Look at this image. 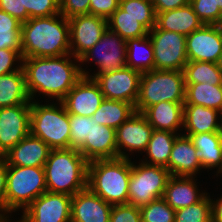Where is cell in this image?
<instances>
[{
  "instance_id": "6",
  "label": "cell",
  "mask_w": 222,
  "mask_h": 222,
  "mask_svg": "<svg viewBox=\"0 0 222 222\" xmlns=\"http://www.w3.org/2000/svg\"><path fill=\"white\" fill-rule=\"evenodd\" d=\"M183 71L151 70L141 75L135 112L143 113L148 107L162 101H185Z\"/></svg>"
},
{
  "instance_id": "11",
  "label": "cell",
  "mask_w": 222,
  "mask_h": 222,
  "mask_svg": "<svg viewBox=\"0 0 222 222\" xmlns=\"http://www.w3.org/2000/svg\"><path fill=\"white\" fill-rule=\"evenodd\" d=\"M141 75L139 71L124 67L99 74L94 81L105 99L124 101L135 107Z\"/></svg>"
},
{
  "instance_id": "48",
  "label": "cell",
  "mask_w": 222,
  "mask_h": 222,
  "mask_svg": "<svg viewBox=\"0 0 222 222\" xmlns=\"http://www.w3.org/2000/svg\"><path fill=\"white\" fill-rule=\"evenodd\" d=\"M212 222H222V196L216 201L211 199Z\"/></svg>"
},
{
  "instance_id": "8",
  "label": "cell",
  "mask_w": 222,
  "mask_h": 222,
  "mask_svg": "<svg viewBox=\"0 0 222 222\" xmlns=\"http://www.w3.org/2000/svg\"><path fill=\"white\" fill-rule=\"evenodd\" d=\"M170 173L167 168L139 162H131L128 186V204L141 207L162 198Z\"/></svg>"
},
{
  "instance_id": "16",
  "label": "cell",
  "mask_w": 222,
  "mask_h": 222,
  "mask_svg": "<svg viewBox=\"0 0 222 222\" xmlns=\"http://www.w3.org/2000/svg\"><path fill=\"white\" fill-rule=\"evenodd\" d=\"M153 130L147 118L142 113L135 112L116 129L118 158L131 159L126 154L127 151L145 152Z\"/></svg>"
},
{
  "instance_id": "37",
  "label": "cell",
  "mask_w": 222,
  "mask_h": 222,
  "mask_svg": "<svg viewBox=\"0 0 222 222\" xmlns=\"http://www.w3.org/2000/svg\"><path fill=\"white\" fill-rule=\"evenodd\" d=\"M141 219L145 222H174L175 210L163 198H158L139 207Z\"/></svg>"
},
{
  "instance_id": "13",
  "label": "cell",
  "mask_w": 222,
  "mask_h": 222,
  "mask_svg": "<svg viewBox=\"0 0 222 222\" xmlns=\"http://www.w3.org/2000/svg\"><path fill=\"white\" fill-rule=\"evenodd\" d=\"M31 103L0 108V159L30 133Z\"/></svg>"
},
{
  "instance_id": "10",
  "label": "cell",
  "mask_w": 222,
  "mask_h": 222,
  "mask_svg": "<svg viewBox=\"0 0 222 222\" xmlns=\"http://www.w3.org/2000/svg\"><path fill=\"white\" fill-rule=\"evenodd\" d=\"M126 54V41L120 35L107 28L101 39L85 52L79 60L82 64L95 60L99 70L93 76L88 75L89 78L94 79L99 74L127 67Z\"/></svg>"
},
{
  "instance_id": "51",
  "label": "cell",
  "mask_w": 222,
  "mask_h": 222,
  "mask_svg": "<svg viewBox=\"0 0 222 222\" xmlns=\"http://www.w3.org/2000/svg\"><path fill=\"white\" fill-rule=\"evenodd\" d=\"M217 65H218V66L220 67V69L222 70V53H221L220 56H219Z\"/></svg>"
},
{
  "instance_id": "49",
  "label": "cell",
  "mask_w": 222,
  "mask_h": 222,
  "mask_svg": "<svg viewBox=\"0 0 222 222\" xmlns=\"http://www.w3.org/2000/svg\"><path fill=\"white\" fill-rule=\"evenodd\" d=\"M213 11H222V0H212Z\"/></svg>"
},
{
  "instance_id": "29",
  "label": "cell",
  "mask_w": 222,
  "mask_h": 222,
  "mask_svg": "<svg viewBox=\"0 0 222 222\" xmlns=\"http://www.w3.org/2000/svg\"><path fill=\"white\" fill-rule=\"evenodd\" d=\"M126 46L127 67L141 73L154 70L153 46L148 35L129 39Z\"/></svg>"
},
{
  "instance_id": "40",
  "label": "cell",
  "mask_w": 222,
  "mask_h": 222,
  "mask_svg": "<svg viewBox=\"0 0 222 222\" xmlns=\"http://www.w3.org/2000/svg\"><path fill=\"white\" fill-rule=\"evenodd\" d=\"M190 4L203 24L222 25V11H213L212 0H190Z\"/></svg>"
},
{
  "instance_id": "1",
  "label": "cell",
  "mask_w": 222,
  "mask_h": 222,
  "mask_svg": "<svg viewBox=\"0 0 222 222\" xmlns=\"http://www.w3.org/2000/svg\"><path fill=\"white\" fill-rule=\"evenodd\" d=\"M71 57L76 62H73ZM77 62L80 63L79 58L72 54L58 57L22 58V68L30 100L33 101L36 93L39 92L48 98L61 101L83 76L89 75V72Z\"/></svg>"
},
{
  "instance_id": "5",
  "label": "cell",
  "mask_w": 222,
  "mask_h": 222,
  "mask_svg": "<svg viewBox=\"0 0 222 222\" xmlns=\"http://www.w3.org/2000/svg\"><path fill=\"white\" fill-rule=\"evenodd\" d=\"M30 133L51 149H69V114L62 102L40 104L36 100L31 101Z\"/></svg>"
},
{
  "instance_id": "32",
  "label": "cell",
  "mask_w": 222,
  "mask_h": 222,
  "mask_svg": "<svg viewBox=\"0 0 222 222\" xmlns=\"http://www.w3.org/2000/svg\"><path fill=\"white\" fill-rule=\"evenodd\" d=\"M185 84L222 85V70L217 63L188 61L184 69Z\"/></svg>"
},
{
  "instance_id": "53",
  "label": "cell",
  "mask_w": 222,
  "mask_h": 222,
  "mask_svg": "<svg viewBox=\"0 0 222 222\" xmlns=\"http://www.w3.org/2000/svg\"><path fill=\"white\" fill-rule=\"evenodd\" d=\"M6 222H11L10 219H8ZM16 222H21L20 220L16 221Z\"/></svg>"
},
{
  "instance_id": "12",
  "label": "cell",
  "mask_w": 222,
  "mask_h": 222,
  "mask_svg": "<svg viewBox=\"0 0 222 222\" xmlns=\"http://www.w3.org/2000/svg\"><path fill=\"white\" fill-rule=\"evenodd\" d=\"M72 196L46 191L23 210L21 222H71Z\"/></svg>"
},
{
  "instance_id": "9",
  "label": "cell",
  "mask_w": 222,
  "mask_h": 222,
  "mask_svg": "<svg viewBox=\"0 0 222 222\" xmlns=\"http://www.w3.org/2000/svg\"><path fill=\"white\" fill-rule=\"evenodd\" d=\"M153 46L154 70L183 71L188 63L186 36L154 26L148 33Z\"/></svg>"
},
{
  "instance_id": "28",
  "label": "cell",
  "mask_w": 222,
  "mask_h": 222,
  "mask_svg": "<svg viewBox=\"0 0 222 222\" xmlns=\"http://www.w3.org/2000/svg\"><path fill=\"white\" fill-rule=\"evenodd\" d=\"M181 133L153 130L150 141L147 144V159L142 162L149 165L165 167L169 171V158L176 137ZM145 160V161H144Z\"/></svg>"
},
{
  "instance_id": "24",
  "label": "cell",
  "mask_w": 222,
  "mask_h": 222,
  "mask_svg": "<svg viewBox=\"0 0 222 222\" xmlns=\"http://www.w3.org/2000/svg\"><path fill=\"white\" fill-rule=\"evenodd\" d=\"M203 25L190 3L174 10L156 13L155 26L158 29L177 32L184 36L190 35Z\"/></svg>"
},
{
  "instance_id": "15",
  "label": "cell",
  "mask_w": 222,
  "mask_h": 222,
  "mask_svg": "<svg viewBox=\"0 0 222 222\" xmlns=\"http://www.w3.org/2000/svg\"><path fill=\"white\" fill-rule=\"evenodd\" d=\"M188 61L217 63L222 53V25L204 24L186 36Z\"/></svg>"
},
{
  "instance_id": "17",
  "label": "cell",
  "mask_w": 222,
  "mask_h": 222,
  "mask_svg": "<svg viewBox=\"0 0 222 222\" xmlns=\"http://www.w3.org/2000/svg\"><path fill=\"white\" fill-rule=\"evenodd\" d=\"M103 100L104 95L94 79L83 76L61 102L69 115L92 117Z\"/></svg>"
},
{
  "instance_id": "39",
  "label": "cell",
  "mask_w": 222,
  "mask_h": 222,
  "mask_svg": "<svg viewBox=\"0 0 222 222\" xmlns=\"http://www.w3.org/2000/svg\"><path fill=\"white\" fill-rule=\"evenodd\" d=\"M22 10H27L28 20L35 17H48L60 13L59 0H21Z\"/></svg>"
},
{
  "instance_id": "20",
  "label": "cell",
  "mask_w": 222,
  "mask_h": 222,
  "mask_svg": "<svg viewBox=\"0 0 222 222\" xmlns=\"http://www.w3.org/2000/svg\"><path fill=\"white\" fill-rule=\"evenodd\" d=\"M50 150L45 142L29 133L3 156V160L10 166L43 167Z\"/></svg>"
},
{
  "instance_id": "34",
  "label": "cell",
  "mask_w": 222,
  "mask_h": 222,
  "mask_svg": "<svg viewBox=\"0 0 222 222\" xmlns=\"http://www.w3.org/2000/svg\"><path fill=\"white\" fill-rule=\"evenodd\" d=\"M21 24L16 18L0 10V49H13L21 55Z\"/></svg>"
},
{
  "instance_id": "2",
  "label": "cell",
  "mask_w": 222,
  "mask_h": 222,
  "mask_svg": "<svg viewBox=\"0 0 222 222\" xmlns=\"http://www.w3.org/2000/svg\"><path fill=\"white\" fill-rule=\"evenodd\" d=\"M20 37L22 58L71 54L68 19L60 13L30 18L21 24Z\"/></svg>"
},
{
  "instance_id": "36",
  "label": "cell",
  "mask_w": 222,
  "mask_h": 222,
  "mask_svg": "<svg viewBox=\"0 0 222 222\" xmlns=\"http://www.w3.org/2000/svg\"><path fill=\"white\" fill-rule=\"evenodd\" d=\"M174 222H212L208 193L199 202L176 210Z\"/></svg>"
},
{
  "instance_id": "45",
  "label": "cell",
  "mask_w": 222,
  "mask_h": 222,
  "mask_svg": "<svg viewBox=\"0 0 222 222\" xmlns=\"http://www.w3.org/2000/svg\"><path fill=\"white\" fill-rule=\"evenodd\" d=\"M0 10L7 12L21 23L28 20L27 10H22L21 0H0Z\"/></svg>"
},
{
  "instance_id": "3",
  "label": "cell",
  "mask_w": 222,
  "mask_h": 222,
  "mask_svg": "<svg viewBox=\"0 0 222 222\" xmlns=\"http://www.w3.org/2000/svg\"><path fill=\"white\" fill-rule=\"evenodd\" d=\"M88 161L75 149H51L43 166L47 191L70 196L87 188Z\"/></svg>"
},
{
  "instance_id": "35",
  "label": "cell",
  "mask_w": 222,
  "mask_h": 222,
  "mask_svg": "<svg viewBox=\"0 0 222 222\" xmlns=\"http://www.w3.org/2000/svg\"><path fill=\"white\" fill-rule=\"evenodd\" d=\"M119 7L137 19L148 31L155 26L156 12L152 0H120Z\"/></svg>"
},
{
  "instance_id": "41",
  "label": "cell",
  "mask_w": 222,
  "mask_h": 222,
  "mask_svg": "<svg viewBox=\"0 0 222 222\" xmlns=\"http://www.w3.org/2000/svg\"><path fill=\"white\" fill-rule=\"evenodd\" d=\"M141 220L140 209L131 204L113 205L110 222H139Z\"/></svg>"
},
{
  "instance_id": "50",
  "label": "cell",
  "mask_w": 222,
  "mask_h": 222,
  "mask_svg": "<svg viewBox=\"0 0 222 222\" xmlns=\"http://www.w3.org/2000/svg\"><path fill=\"white\" fill-rule=\"evenodd\" d=\"M9 219V215L6 216L4 213H0V222H6Z\"/></svg>"
},
{
  "instance_id": "46",
  "label": "cell",
  "mask_w": 222,
  "mask_h": 222,
  "mask_svg": "<svg viewBox=\"0 0 222 222\" xmlns=\"http://www.w3.org/2000/svg\"><path fill=\"white\" fill-rule=\"evenodd\" d=\"M190 3V0H152L156 13L174 10Z\"/></svg>"
},
{
  "instance_id": "38",
  "label": "cell",
  "mask_w": 222,
  "mask_h": 222,
  "mask_svg": "<svg viewBox=\"0 0 222 222\" xmlns=\"http://www.w3.org/2000/svg\"><path fill=\"white\" fill-rule=\"evenodd\" d=\"M70 149L79 150L90 139L91 117L69 115Z\"/></svg>"
},
{
  "instance_id": "7",
  "label": "cell",
  "mask_w": 222,
  "mask_h": 222,
  "mask_svg": "<svg viewBox=\"0 0 222 222\" xmlns=\"http://www.w3.org/2000/svg\"><path fill=\"white\" fill-rule=\"evenodd\" d=\"M47 191L43 167L7 165L5 214L25 210L35 199Z\"/></svg>"
},
{
  "instance_id": "47",
  "label": "cell",
  "mask_w": 222,
  "mask_h": 222,
  "mask_svg": "<svg viewBox=\"0 0 222 222\" xmlns=\"http://www.w3.org/2000/svg\"><path fill=\"white\" fill-rule=\"evenodd\" d=\"M7 184V164L0 159V212L5 214V192Z\"/></svg>"
},
{
  "instance_id": "26",
  "label": "cell",
  "mask_w": 222,
  "mask_h": 222,
  "mask_svg": "<svg viewBox=\"0 0 222 222\" xmlns=\"http://www.w3.org/2000/svg\"><path fill=\"white\" fill-rule=\"evenodd\" d=\"M191 138L198 151L203 169L218 167L217 174L222 173V136L221 132L185 134Z\"/></svg>"
},
{
  "instance_id": "19",
  "label": "cell",
  "mask_w": 222,
  "mask_h": 222,
  "mask_svg": "<svg viewBox=\"0 0 222 222\" xmlns=\"http://www.w3.org/2000/svg\"><path fill=\"white\" fill-rule=\"evenodd\" d=\"M112 205L88 187L72 196L71 222H110Z\"/></svg>"
},
{
  "instance_id": "21",
  "label": "cell",
  "mask_w": 222,
  "mask_h": 222,
  "mask_svg": "<svg viewBox=\"0 0 222 222\" xmlns=\"http://www.w3.org/2000/svg\"><path fill=\"white\" fill-rule=\"evenodd\" d=\"M202 169L198 151L191 138L183 133L178 135L169 158V173L175 176H196Z\"/></svg>"
},
{
  "instance_id": "18",
  "label": "cell",
  "mask_w": 222,
  "mask_h": 222,
  "mask_svg": "<svg viewBox=\"0 0 222 222\" xmlns=\"http://www.w3.org/2000/svg\"><path fill=\"white\" fill-rule=\"evenodd\" d=\"M78 151L88 162L118 158L116 129L100 125L91 117L90 139Z\"/></svg>"
},
{
  "instance_id": "4",
  "label": "cell",
  "mask_w": 222,
  "mask_h": 222,
  "mask_svg": "<svg viewBox=\"0 0 222 222\" xmlns=\"http://www.w3.org/2000/svg\"><path fill=\"white\" fill-rule=\"evenodd\" d=\"M131 159L115 158L88 163L87 187L107 203L128 204Z\"/></svg>"
},
{
  "instance_id": "31",
  "label": "cell",
  "mask_w": 222,
  "mask_h": 222,
  "mask_svg": "<svg viewBox=\"0 0 222 222\" xmlns=\"http://www.w3.org/2000/svg\"><path fill=\"white\" fill-rule=\"evenodd\" d=\"M185 85L184 104H196L218 111L222 110V85H210L209 83Z\"/></svg>"
},
{
  "instance_id": "23",
  "label": "cell",
  "mask_w": 222,
  "mask_h": 222,
  "mask_svg": "<svg viewBox=\"0 0 222 222\" xmlns=\"http://www.w3.org/2000/svg\"><path fill=\"white\" fill-rule=\"evenodd\" d=\"M154 130L177 133L183 128L184 102L162 101L148 107L143 113Z\"/></svg>"
},
{
  "instance_id": "33",
  "label": "cell",
  "mask_w": 222,
  "mask_h": 222,
  "mask_svg": "<svg viewBox=\"0 0 222 222\" xmlns=\"http://www.w3.org/2000/svg\"><path fill=\"white\" fill-rule=\"evenodd\" d=\"M108 28L120 35L125 41L133 38L145 37L149 31L132 16L127 15L118 7L107 19Z\"/></svg>"
},
{
  "instance_id": "43",
  "label": "cell",
  "mask_w": 222,
  "mask_h": 222,
  "mask_svg": "<svg viewBox=\"0 0 222 222\" xmlns=\"http://www.w3.org/2000/svg\"><path fill=\"white\" fill-rule=\"evenodd\" d=\"M60 14L66 19L77 15L89 14L90 0H59Z\"/></svg>"
},
{
  "instance_id": "30",
  "label": "cell",
  "mask_w": 222,
  "mask_h": 222,
  "mask_svg": "<svg viewBox=\"0 0 222 222\" xmlns=\"http://www.w3.org/2000/svg\"><path fill=\"white\" fill-rule=\"evenodd\" d=\"M134 113L135 108L130 103L104 98L92 118L100 125L117 129Z\"/></svg>"
},
{
  "instance_id": "27",
  "label": "cell",
  "mask_w": 222,
  "mask_h": 222,
  "mask_svg": "<svg viewBox=\"0 0 222 222\" xmlns=\"http://www.w3.org/2000/svg\"><path fill=\"white\" fill-rule=\"evenodd\" d=\"M24 103H31V100L26 89L23 68L0 75V108Z\"/></svg>"
},
{
  "instance_id": "42",
  "label": "cell",
  "mask_w": 222,
  "mask_h": 222,
  "mask_svg": "<svg viewBox=\"0 0 222 222\" xmlns=\"http://www.w3.org/2000/svg\"><path fill=\"white\" fill-rule=\"evenodd\" d=\"M15 62H18V66ZM21 62L22 56L16 50L6 48L0 49V75H6L20 70L22 68ZM14 64L16 66L13 68Z\"/></svg>"
},
{
  "instance_id": "52",
  "label": "cell",
  "mask_w": 222,
  "mask_h": 222,
  "mask_svg": "<svg viewBox=\"0 0 222 222\" xmlns=\"http://www.w3.org/2000/svg\"><path fill=\"white\" fill-rule=\"evenodd\" d=\"M220 116H221L220 117L221 118L220 121H221V126H222V110L220 111Z\"/></svg>"
},
{
  "instance_id": "14",
  "label": "cell",
  "mask_w": 222,
  "mask_h": 222,
  "mask_svg": "<svg viewBox=\"0 0 222 222\" xmlns=\"http://www.w3.org/2000/svg\"><path fill=\"white\" fill-rule=\"evenodd\" d=\"M70 35V53L80 58L91 49L108 28L107 19L92 15H77L68 19Z\"/></svg>"
},
{
  "instance_id": "22",
  "label": "cell",
  "mask_w": 222,
  "mask_h": 222,
  "mask_svg": "<svg viewBox=\"0 0 222 222\" xmlns=\"http://www.w3.org/2000/svg\"><path fill=\"white\" fill-rule=\"evenodd\" d=\"M192 176L170 175L163 194L165 202L175 211L199 202L207 193L199 192Z\"/></svg>"
},
{
  "instance_id": "25",
  "label": "cell",
  "mask_w": 222,
  "mask_h": 222,
  "mask_svg": "<svg viewBox=\"0 0 222 222\" xmlns=\"http://www.w3.org/2000/svg\"><path fill=\"white\" fill-rule=\"evenodd\" d=\"M219 117L221 116L218 110L202 105L184 104L183 128L187 134L221 132Z\"/></svg>"
},
{
  "instance_id": "44",
  "label": "cell",
  "mask_w": 222,
  "mask_h": 222,
  "mask_svg": "<svg viewBox=\"0 0 222 222\" xmlns=\"http://www.w3.org/2000/svg\"><path fill=\"white\" fill-rule=\"evenodd\" d=\"M120 0H90L89 14L108 19L119 7Z\"/></svg>"
}]
</instances>
